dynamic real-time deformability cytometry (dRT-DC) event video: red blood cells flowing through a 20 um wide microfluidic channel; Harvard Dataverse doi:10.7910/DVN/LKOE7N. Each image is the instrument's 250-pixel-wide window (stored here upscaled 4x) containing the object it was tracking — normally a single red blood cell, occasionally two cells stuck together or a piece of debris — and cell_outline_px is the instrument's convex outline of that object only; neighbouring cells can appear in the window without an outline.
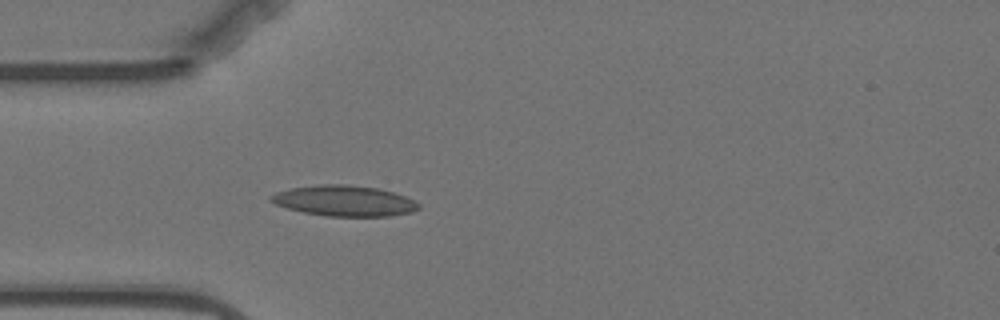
{"species": "Egyptian fruit bat (a non-hibernating species)", "species_latin": "Rousettus aegyptiacus", "temperature_condition": "warm", "stored_images_in_passage": 42, "camera_frame_rate_fps": 3000, "um_per_image_px": 0.085, "animal": {"sex": "female"}, "frame": {"image": 1, "passage_image": 1, "time_ms": 0.0, "image_size_px": [1000, 320], "cell_outline_px": [[420, 208], [412, 212], [388, 216], [328, 216], [304, 212], [288, 208], [276, 204], [268, 200], [268, 196], [276, 192], [292, 188], [320, 184], [344, 184], [376, 188], [392, 192], [404, 196], [420, 204]], "centroid_in_image_um": [29.24, 17.07], "position_along_channel_um": 55.8, "area_um2": 26.18}}
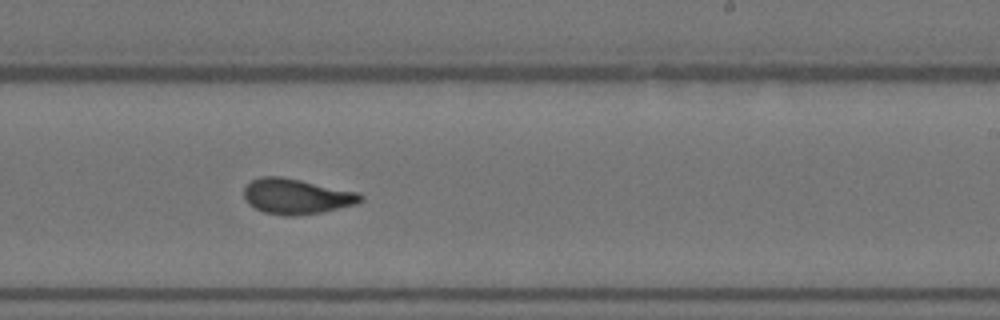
{"frame": {"image": 2, "passage_image": 19, "time_ms": 6.0, "image_size_px": [1000, 320], "cell_outline_px": [[364, 200], [356, 204], [320, 212], [296, 216], [284, 216], [264, 212], [248, 204], [244, 196], [244, 188], [252, 180], [260, 176], [280, 176], [360, 192], [364, 196]], "centroid_in_image_um": [25.21, 16.69], "position_along_channel_um": 263.8, "area_um2": 24.04}}
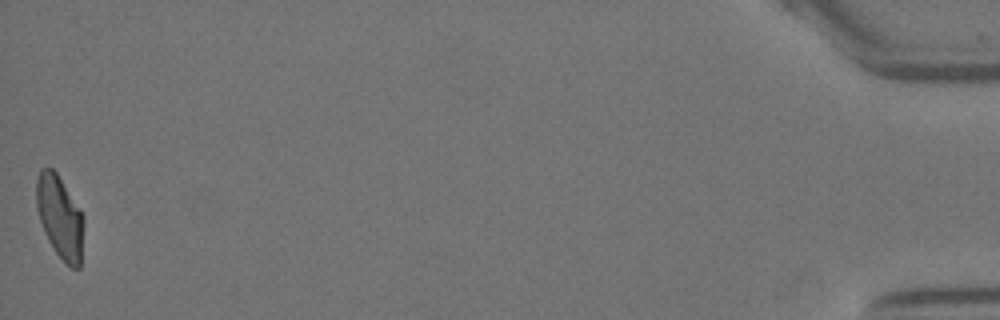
{"frame": {"image": 3, "passage_image": 42, "time_ms": 13.667, "image_size_px": [1000, 320], "cell_outline_px": [[84, 224], [80, 268], [72, 268], [56, 252], [48, 240], [44, 232], [36, 208], [36, 176], [40, 168], [52, 168], [56, 172], [80, 208], [84, 216]], "centroid_in_image_um": [5.09, 18.41], "position_along_channel_um": 430.1, "area_um2": 22.89}, "authors_computed_cell_mechanics": {"area_um2": 23.7847, "velocity_mm_per_s": 3.5103, "shape_relaxation_time_tau1_ms": null, "shape_relaxation_time_tau2_ms": 1.1972, "deformation_change_tau1": null, "deformation_change_tau2": 0.077}}